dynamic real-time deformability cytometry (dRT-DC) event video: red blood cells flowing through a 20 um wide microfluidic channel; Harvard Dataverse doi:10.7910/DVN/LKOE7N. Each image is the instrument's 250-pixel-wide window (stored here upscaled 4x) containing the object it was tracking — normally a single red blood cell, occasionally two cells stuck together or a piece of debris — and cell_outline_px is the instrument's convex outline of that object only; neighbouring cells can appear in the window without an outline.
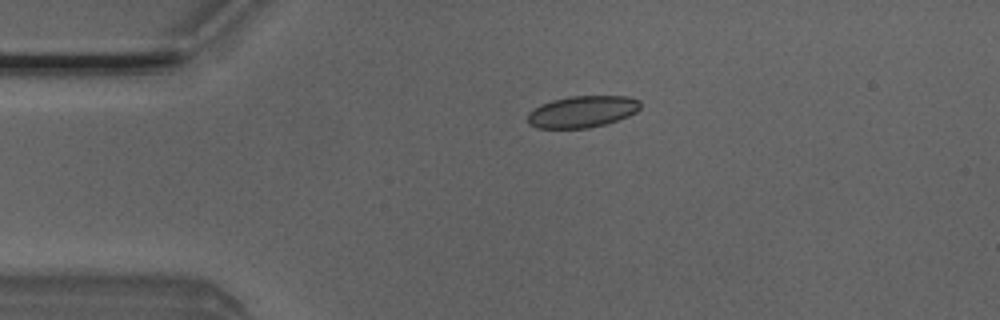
{"species": "Egyptian fruit bat (a non-hibernating species)", "species_latin": "Rousettus aegyptiacus", "temperature_condition": "room temperature", "stored_images_in_passage": 4, "camera_frame_rate_fps": 3000, "um_per_image_px": 0.085, "animal": {"sex": "male"}, "frame": {"image": 1, "passage_image": 3, "time_ms": 0.667, "image_size_px": [1000, 320], "cell_outline_px": [[640, 108], [636, 112], [628, 116], [604, 124], [588, 128], [536, 128], [528, 124], [528, 112], [532, 108], [540, 104], [552, 100], [568, 96], [628, 96], [640, 100]], "centroid_in_image_um": [49.46, 9.48], "position_along_channel_um": 35.5, "area_um2": 20.92}}